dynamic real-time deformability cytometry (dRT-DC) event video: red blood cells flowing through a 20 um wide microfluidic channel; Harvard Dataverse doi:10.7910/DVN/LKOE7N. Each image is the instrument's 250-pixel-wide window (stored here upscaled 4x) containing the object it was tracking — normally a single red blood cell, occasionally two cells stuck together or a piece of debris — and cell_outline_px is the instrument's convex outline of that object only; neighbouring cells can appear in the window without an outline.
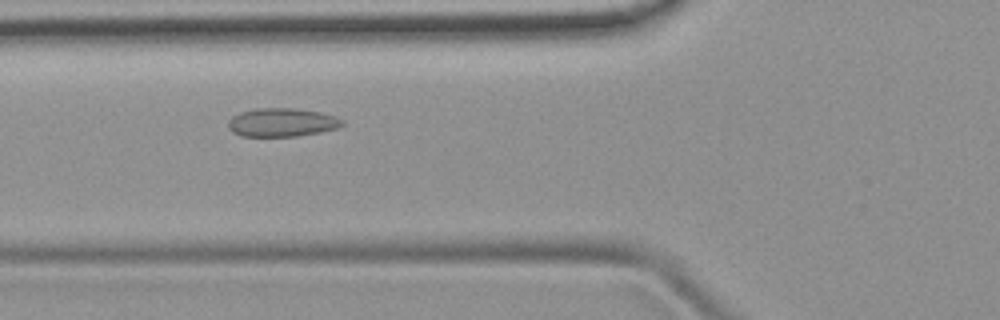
{"species": "common noctule bat (a hibernating species)", "species_latin": "Nyctalus noctula", "temperature_condition": "room temperature", "stored_images_in_passage": 8, "camera_frame_rate_fps": 3000, "um_per_image_px": 0.085, "animal": {"sex": "female", "body_mass_g": 19.9}, "frame": {"image": 1, "passage_image": 5, "time_ms": 4.667, "image_size_px": [1000, 320], "cell_outline_px": [[344, 124], [336, 128], [320, 132], [296, 136], [240, 136], [232, 132], [228, 128], [228, 120], [232, 116], [240, 112], [256, 108], [296, 108], [320, 112], [336, 116], [344, 120]], "centroid_in_image_um": [23.95, 10.4], "position_along_channel_um": 101.9, "area_um2": 19.07}}
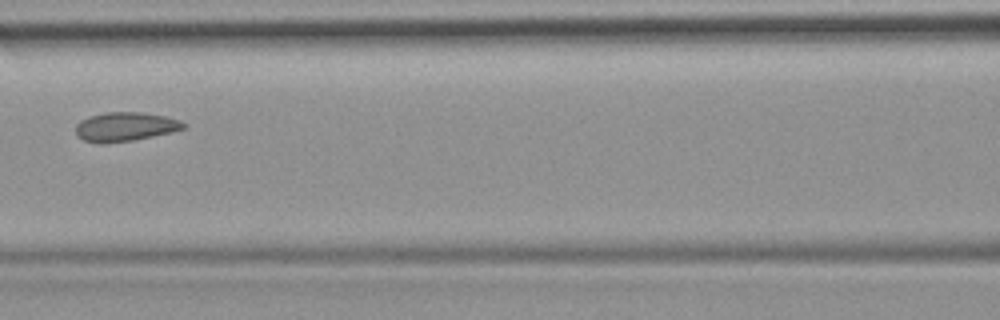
{"frame": {"image": 2, "passage_image": 6, "time_ms": 6.0, "image_size_px": [1000, 320], "cell_outline_px": [[188, 124], [184, 128], [172, 132], [132, 140], [104, 144], [84, 140], [76, 132], [76, 124], [80, 120], [88, 116], [104, 112], [140, 112], [164, 116], [180, 120]], "centroid_in_image_um": [10.64, 10.76], "position_along_channel_um": 156.0, "area_um2": 18.21}}
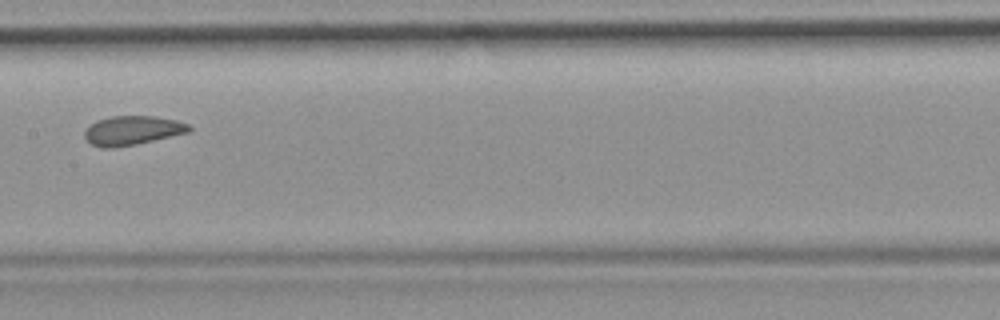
{"frame": {"image": 3, "passage_image": 7, "time_ms": 7.0, "image_size_px": [1000, 320], "cell_outline_px": [[192, 128], [188, 132], [136, 144], [112, 148], [104, 148], [92, 144], [84, 136], [84, 132], [88, 124], [96, 120], [112, 116], [152, 116], [176, 120], [188, 124]], "centroid_in_image_um": [11.21, 11.08], "position_along_channel_um": 196.2, "area_um2": 17.63}}